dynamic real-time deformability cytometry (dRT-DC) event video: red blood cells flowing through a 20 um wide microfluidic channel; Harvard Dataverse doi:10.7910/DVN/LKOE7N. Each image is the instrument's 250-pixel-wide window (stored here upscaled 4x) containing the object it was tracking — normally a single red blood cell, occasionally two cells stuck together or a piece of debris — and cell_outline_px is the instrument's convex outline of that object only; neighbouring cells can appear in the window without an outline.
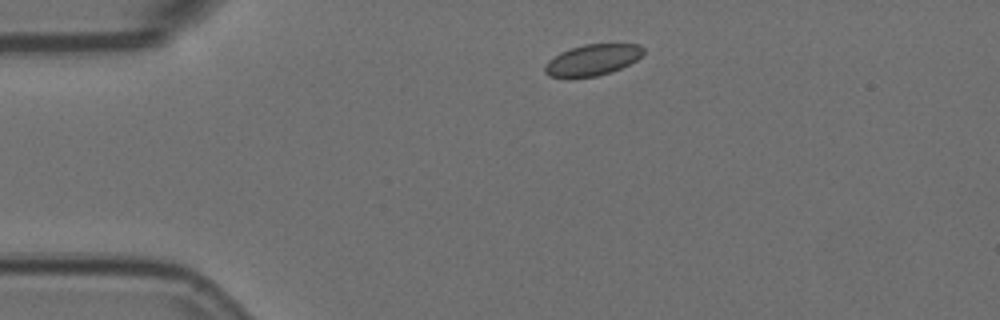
{"species": "Egyptian fruit bat (a non-hibernating species)", "species_latin": "Rousettus aegyptiacus", "temperature_condition": "room temperature", "stored_images_in_passage": 8, "camera_frame_rate_fps": 3000, "um_per_image_px": 0.085, "animal": {"sex": "female"}, "frame": {"image": 1, "passage_image": 1, "time_ms": 0.0, "image_size_px": [1000, 320], "cell_outline_px": [[644, 52], [636, 60], [620, 68], [596, 76], [568, 80], [548, 76], [544, 72], [544, 68], [548, 60], [560, 52], [584, 44], [640, 44], [644, 48]], "centroid_in_image_um": [50.29, 5.12], "position_along_channel_um": 34.7, "area_um2": 18.15}}
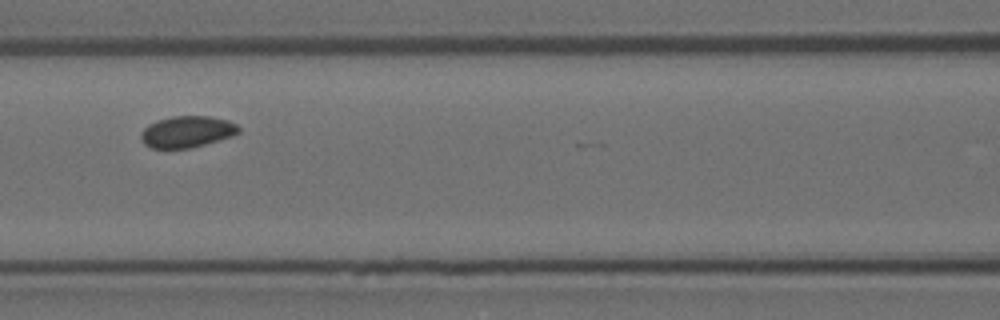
{"frame": {"image": 2, "passage_image": 5, "time_ms": 1.333, "image_size_px": [1000, 320], "cell_outline_px": [[240, 132], [232, 136], [204, 144], [188, 148], [152, 148], [144, 144], [140, 140], [140, 132], [148, 124], [156, 120], [172, 116], [208, 116], [228, 120], [236, 124], [240, 128]], "centroid_in_image_um": [15.86, 11.19], "position_along_channel_um": 150.7, "area_um2": 17.98}}
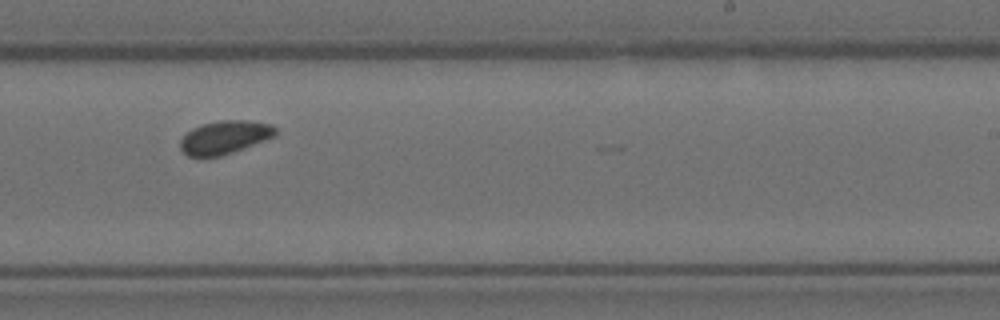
{"frame": {"image": 3, "passage_image": 8, "time_ms": 2.333, "image_size_px": [1000, 320], "cell_outline_px": [[276, 136], [232, 152], [220, 156], [188, 156], [180, 148], [180, 140], [192, 128], [204, 124], [220, 120], [244, 120], [272, 124], [276, 128]], "centroid_in_image_um": [19.11, 11.66], "position_along_channel_um": 269.9, "area_um2": 18.21}}